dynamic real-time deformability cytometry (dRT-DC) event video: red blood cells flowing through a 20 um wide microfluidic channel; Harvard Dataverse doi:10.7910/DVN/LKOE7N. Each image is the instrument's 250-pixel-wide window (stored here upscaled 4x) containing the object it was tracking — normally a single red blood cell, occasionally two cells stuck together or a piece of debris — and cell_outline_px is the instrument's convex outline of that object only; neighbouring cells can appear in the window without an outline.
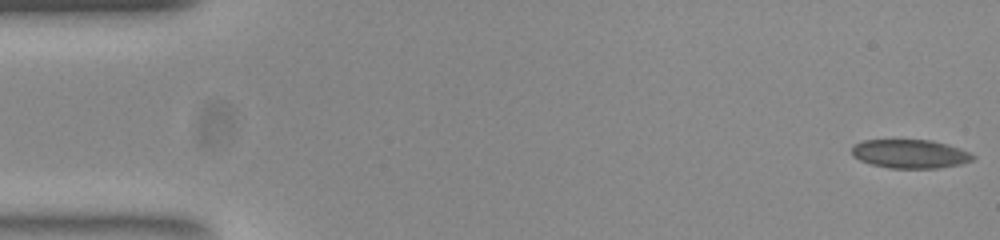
{"species": "common noctule bat (a hibernating species)", "species_latin": "Nyctalus noctula", "temperature_condition": "room temperature", "stored_images_in_passage": 52, "camera_frame_rate_fps": 3000, "um_per_image_px": 0.085, "animal": {"sex": "female", "body_mass_g": 23.0, "forearm_length_mm": 53.4}, "frame": {"image": 1, "passage_image": 1, "time_ms": 0.0, "image_size_px": [1000, 240], "cell_outline_px": [[976, 156], [972, 160], [960, 164], [936, 168], [888, 168], [872, 164], [860, 160], [852, 156], [852, 144], [864, 140], [932, 140], [948, 144], [960, 148]], "centroid_in_image_um": [77.34, 13.07], "position_along_channel_um": 7.7, "area_um2": 20.29}}
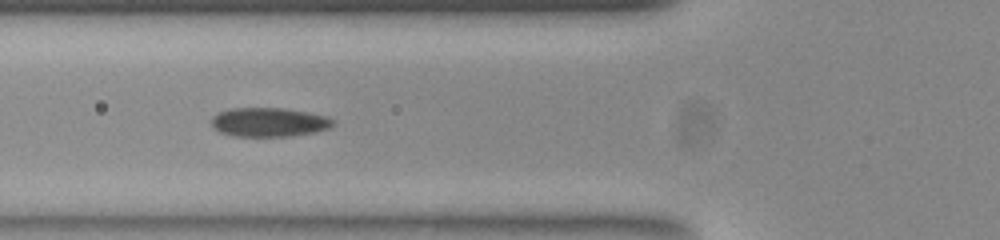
{"frame": {"image": 2, "passage_image": 19, "time_ms": 6.0, "image_size_px": [1000, 240], "cell_outline_px": [[332, 124], [328, 128], [312, 132], [288, 136], [232, 136], [220, 132], [212, 128], [212, 116], [216, 112], [232, 108], [284, 108], [308, 112], [328, 116], [332, 120]], "centroid_in_image_um": [22.79, 10.37], "position_along_channel_um": 103.0, "area_um2": 20.52}}
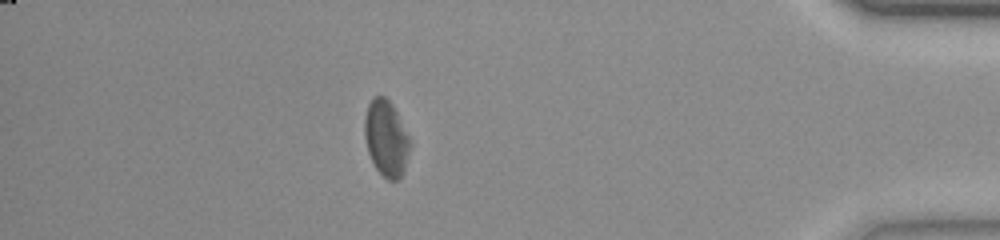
{"frame": {"image": 3, "passage_image": 46, "time_ms": 15.0, "image_size_px": [1000, 240], "cell_outline_px": [[412, 140], [404, 168], [400, 176], [396, 180], [388, 180], [376, 168], [368, 152], [364, 136], [364, 116], [368, 104], [372, 96], [384, 96], [392, 104]], "centroid_in_image_um": [32.81, 11.71], "position_along_channel_um": 402.4, "area_um2": 20.11}, "authors_computed_cell_mechanics": {"area_um2": 20.4901, "velocity_mm_per_s": 3.8539, "shape_relaxation_time_tau1_ms": 5.7302, "shape_relaxation_time_tau2_ms": 8.4387, "deformation_change_tau1": 0.1277, "deformation_change_tau2": 0.1221}}